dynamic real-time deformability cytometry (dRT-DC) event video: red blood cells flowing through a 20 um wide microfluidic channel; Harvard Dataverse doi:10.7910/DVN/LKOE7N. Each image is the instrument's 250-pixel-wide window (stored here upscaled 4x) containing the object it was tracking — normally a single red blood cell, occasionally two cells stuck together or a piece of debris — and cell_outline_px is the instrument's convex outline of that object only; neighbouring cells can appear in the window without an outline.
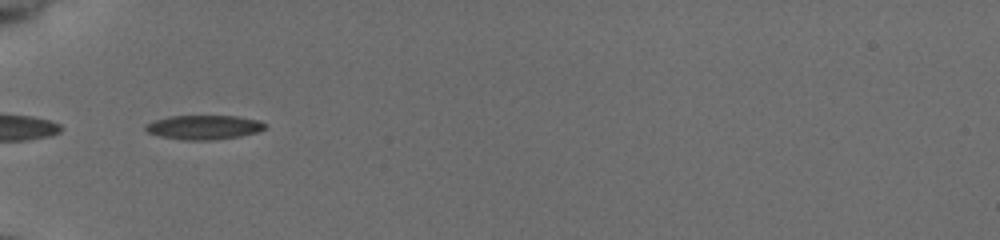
{"species": "common noctule bat (a hibernating species)", "species_latin": "Nyctalus noctula", "temperature_condition": "cold", "stored_images_in_passage": 35, "camera_frame_rate_fps": 3000, "um_per_image_px": 0.085, "animal": {"sex": "female", "body_mass_g": 19.5, "forearm_length_mm": 54.1}, "frame": {"image": 1, "passage_image": 1, "time_ms": 0.0, "image_size_px": [1000, 240], "cell_outline_px": [[264, 128], [256, 132], [240, 136], [212, 140], [180, 140], [160, 136], [148, 132], [144, 128], [144, 124], [152, 120], [168, 116], [236, 116], [260, 120], [264, 124]], "centroid_in_image_um": [17.26, 10.81], "position_along_channel_um": 67.7, "area_um2": 16.94}}
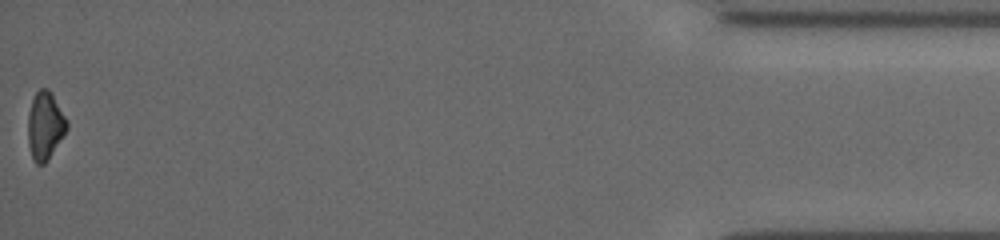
{"frame": {"image": 2, "passage_image": 35, "time_ms": 11.333, "image_size_px": [1000, 240], "cell_outline_px": [[68, 128], [48, 160], [44, 164], [36, 164], [32, 160], [28, 144], [28, 116], [32, 100], [36, 92], [40, 88], [48, 88], [52, 92], [68, 120]], "centroid_in_image_um": [3.84, 10.68], "position_along_channel_um": 431.4, "area_um2": 15.61}, "authors_computed_cell_mechanics": {"area_um2": 16.9354, "velocity_mm_per_s": 3.9492, "shape_relaxation_time_tau1_ms": 3.9895, "shape_relaxation_time_tau2_ms": null, "deformation_change_tau1": 0.1069, "deformation_change_tau2": null}}